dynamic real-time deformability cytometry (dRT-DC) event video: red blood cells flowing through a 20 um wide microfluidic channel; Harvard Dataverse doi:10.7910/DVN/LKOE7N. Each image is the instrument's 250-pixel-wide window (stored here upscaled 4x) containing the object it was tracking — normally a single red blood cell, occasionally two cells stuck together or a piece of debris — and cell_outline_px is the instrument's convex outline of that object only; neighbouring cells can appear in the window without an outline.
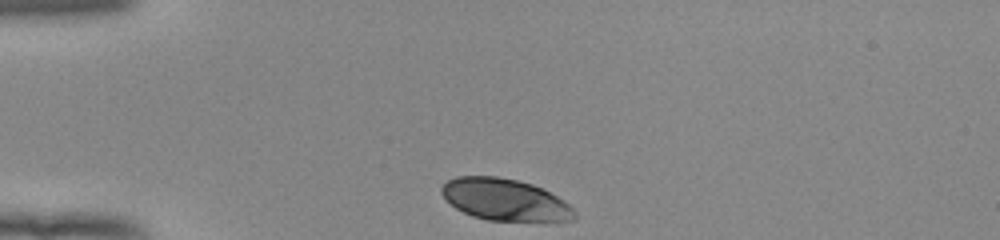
{"species": "human", "species_latin": "Homo sapiens", "temperature_condition": "room temperature", "stored_images_in_passage": 32, "camera_frame_rate_fps": 3000, "um_per_image_px": 0.085, "donor": {"sex": "female"}, "frame": {"image": 1, "passage_image": 1, "time_ms": 0.0, "image_size_px": [1000, 240], "cell_outline_px": [[576, 220], [548, 224], [488, 220], [472, 216], [456, 208], [440, 192], [440, 188], [448, 180], [456, 176], [496, 176], [516, 180], [532, 184], [564, 200], [576, 212]], "centroid_in_image_um": [43.01, 17.03], "position_along_channel_um": 42.0, "area_um2": 33.18}}
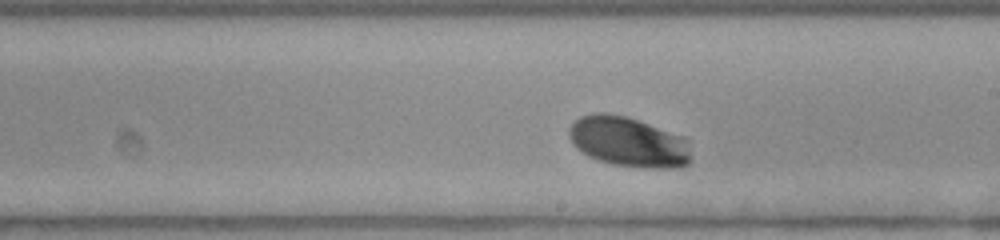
{"frame": {"image": 2, "passage_image": 19, "time_ms": 6.0, "image_size_px": [1000, 240], "cell_outline_px": [[688, 164], [680, 168], [648, 168], [612, 164], [588, 156], [576, 148], [572, 144], [568, 136], [568, 128], [580, 116], [596, 112], [604, 112], [624, 116], [684, 136], [688, 140]], "centroid_in_image_um": [53.38, 12.06], "position_along_channel_um": 235.6, "area_um2": 35.49}}
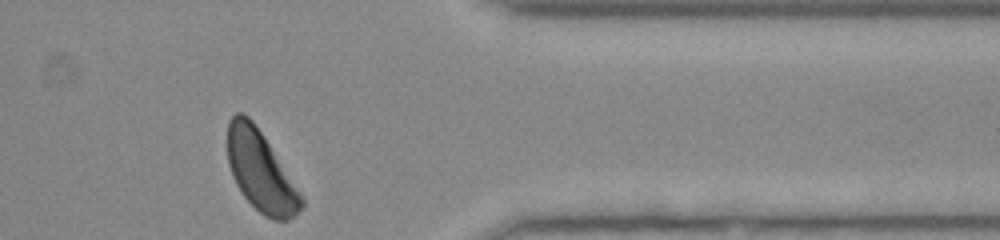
{"frame": {"image": 3, "passage_image": 32, "time_ms": 10.333, "image_size_px": [1000, 240], "cell_outline_px": [[304, 204], [288, 220], [272, 220], [264, 216], [244, 196], [236, 184], [232, 176], [228, 164], [228, 120], [236, 112], [244, 112], [252, 120], [268, 144], [304, 200]], "centroid_in_image_um": [22.1, 14.54], "position_along_channel_um": 389.3, "area_um2": 33.52}, "authors_computed_cell_mechanics": {"area_um2": 33.9575, "velocity_mm_per_s": 3.8447, "shape_relaxation_time_tau1_ms": 2.4871, "shape_relaxation_time_tau2_ms": null, "deformation_change_tau1": 0.1472, "deformation_change_tau2": null}}